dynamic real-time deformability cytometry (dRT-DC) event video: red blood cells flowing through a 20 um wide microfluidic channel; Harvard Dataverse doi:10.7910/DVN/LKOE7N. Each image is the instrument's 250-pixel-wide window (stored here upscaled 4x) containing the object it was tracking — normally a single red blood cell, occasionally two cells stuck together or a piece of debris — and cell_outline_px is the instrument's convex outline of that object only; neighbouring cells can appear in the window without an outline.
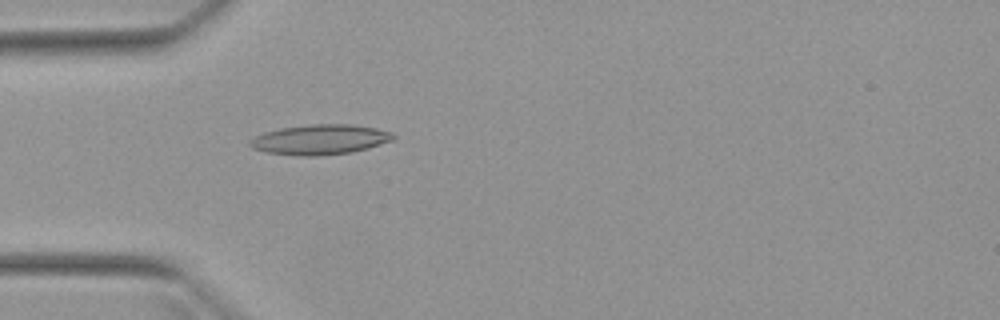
{"species": "Egyptian fruit bat (a non-hibernating species)", "species_latin": "Rousettus aegyptiacus", "temperature_condition": "warm", "stored_images_in_passage": 5, "camera_frame_rate_fps": 3000, "um_per_image_px": 0.085, "animal": {"sex": "female"}, "frame": {"image": 1, "passage_image": 5, "time_ms": 4.667, "image_size_px": [1000, 320], "cell_outline_px": [[396, 136], [392, 140], [368, 148], [352, 152], [316, 156], [300, 156], [264, 152], [252, 148], [248, 144], [248, 140], [264, 132], [280, 128], [312, 124], [352, 124], [376, 128], [392, 132]], "centroid_in_image_um": [27.18, 11.86], "position_along_channel_um": 57.8, "area_um2": 25.2}}